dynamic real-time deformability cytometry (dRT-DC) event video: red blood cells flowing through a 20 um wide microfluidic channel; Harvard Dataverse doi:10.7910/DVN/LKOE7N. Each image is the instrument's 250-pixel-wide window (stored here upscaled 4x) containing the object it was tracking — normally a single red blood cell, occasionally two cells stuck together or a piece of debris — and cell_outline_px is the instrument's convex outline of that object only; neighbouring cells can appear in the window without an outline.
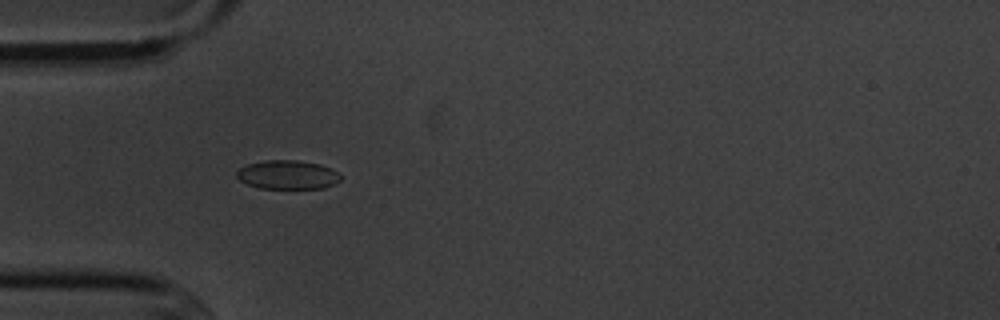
{"species": "common noctule bat (a hibernating species)", "species_latin": "Nyctalus noctula", "temperature_condition": "cold", "stored_images_in_passage": 5, "camera_frame_rate_fps": 3000, "um_per_image_px": 0.085, "animal": {"sex": "male", "body_mass_g": 20.1, "forearm_length_mm": 53.5}, "frame": {"image": 1, "passage_image": 3, "time_ms": 2.333, "image_size_px": [1000, 320], "cell_outline_px": [[340, 180], [324, 188], [260, 188], [248, 184], [240, 180], [236, 176], [236, 172], [240, 168], [248, 164], [264, 160], [296, 160], [320, 164], [332, 168], [340, 176]], "centroid_in_image_um": [24.43, 14.84], "position_along_channel_um": 60.6, "area_um2": 17.34}}
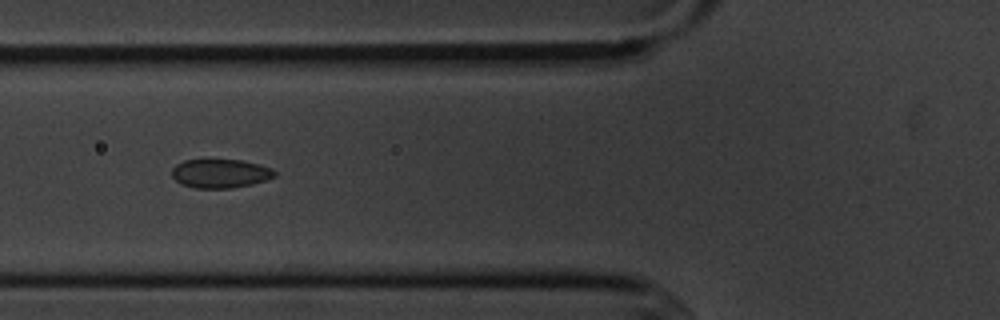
{"frame": {"image": 2, "passage_image": 4, "time_ms": 3.667, "image_size_px": [1000, 320], "cell_outline_px": [[276, 176], [252, 184], [232, 188], [196, 188], [180, 184], [172, 176], [172, 168], [176, 164], [184, 160], [240, 160], [272, 168], [276, 172]], "centroid_in_image_um": [18.7, 14.75], "position_along_channel_um": 107.1, "area_um2": 17.17}}
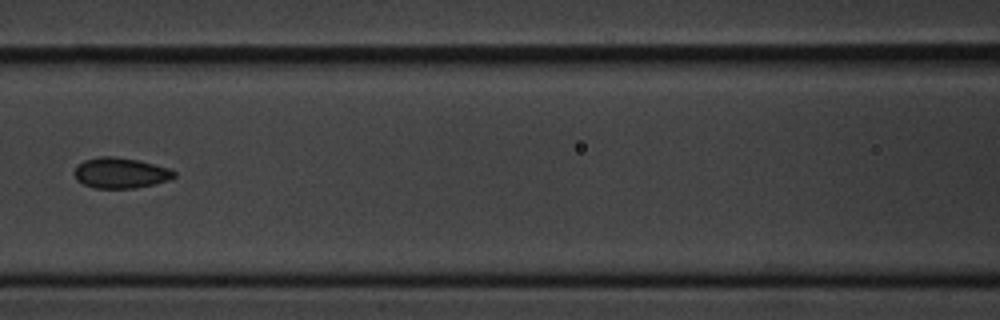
{"frame": {"image": 3, "passage_image": 5, "time_ms": 5.0, "image_size_px": [1000, 320], "cell_outline_px": [[176, 176], [168, 180], [136, 188], [96, 188], [84, 184], [76, 180], [72, 172], [76, 164], [84, 160], [100, 156], [116, 156], [140, 160], [168, 168], [176, 172]], "centroid_in_image_um": [10.2, 14.68], "position_along_channel_um": 156.4, "area_um2": 17.98}}